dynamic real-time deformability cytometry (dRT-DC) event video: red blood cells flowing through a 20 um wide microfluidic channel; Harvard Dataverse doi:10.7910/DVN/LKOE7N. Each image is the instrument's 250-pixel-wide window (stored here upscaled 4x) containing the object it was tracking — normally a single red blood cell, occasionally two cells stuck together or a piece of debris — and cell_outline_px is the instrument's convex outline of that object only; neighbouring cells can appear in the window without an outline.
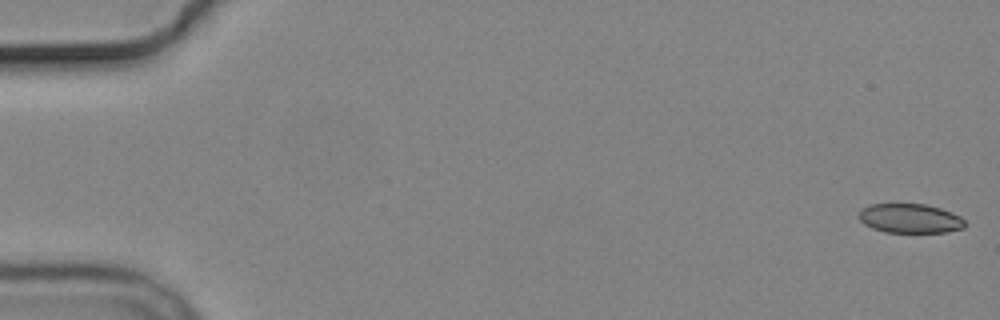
{"species": "common noctule bat (a hibernating species)", "species_latin": "Nyctalus noctula", "temperature_condition": "cold", "stored_images_in_passage": 4, "camera_frame_rate_fps": 3000, "um_per_image_px": 0.085, "animal": {"sex": "male", "body_mass_g": 19.2, "forearm_length_mm": 51.8}, "frame": {"image": 1, "passage_image": 1, "time_ms": 0.0, "image_size_px": [1000, 320], "cell_outline_px": [[964, 228], [948, 232], [884, 232], [872, 228], [864, 224], [860, 220], [860, 212], [868, 204], [924, 204], [940, 208], [952, 212], [960, 216], [964, 220]], "centroid_in_image_um": [77.37, 18.57], "position_along_channel_um": 7.6, "area_um2": 18.03}}